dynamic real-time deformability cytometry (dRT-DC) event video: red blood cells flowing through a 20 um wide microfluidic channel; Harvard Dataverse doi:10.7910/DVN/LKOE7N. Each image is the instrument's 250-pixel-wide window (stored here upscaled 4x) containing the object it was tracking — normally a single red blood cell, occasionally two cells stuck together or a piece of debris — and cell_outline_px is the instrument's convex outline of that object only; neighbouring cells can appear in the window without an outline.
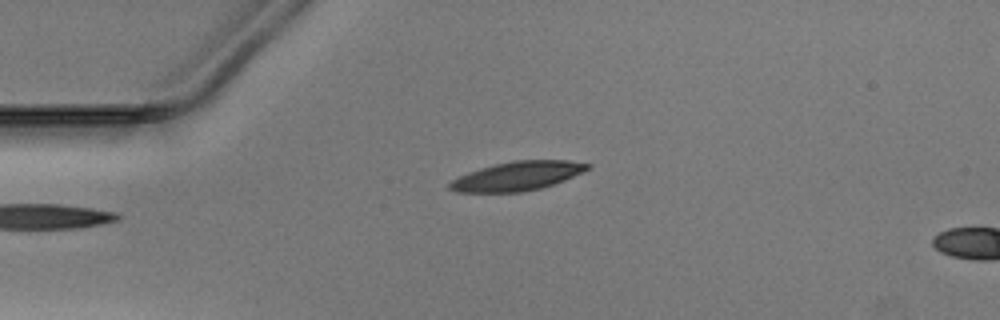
{"species": "Egyptian fruit bat (a non-hibernating species)", "species_latin": "Rousettus aegyptiacus", "temperature_condition": "warm", "stored_images_in_passage": 4, "camera_frame_rate_fps": 3000, "um_per_image_px": 0.085, "animal": {"sex": "male"}, "frame": {"image": 1, "passage_image": 1, "time_ms": 0.0, "image_size_px": [1000, 320], "cell_outline_px": [[592, 168], [564, 180], [540, 188], [520, 192], [456, 192], [448, 188], [448, 184], [452, 180], [468, 172], [480, 168], [496, 164], [516, 160], [568, 160], [592, 164]], "centroid_in_image_um": [43.99, 14.96], "position_along_channel_um": 41.0, "area_um2": 23.18}}